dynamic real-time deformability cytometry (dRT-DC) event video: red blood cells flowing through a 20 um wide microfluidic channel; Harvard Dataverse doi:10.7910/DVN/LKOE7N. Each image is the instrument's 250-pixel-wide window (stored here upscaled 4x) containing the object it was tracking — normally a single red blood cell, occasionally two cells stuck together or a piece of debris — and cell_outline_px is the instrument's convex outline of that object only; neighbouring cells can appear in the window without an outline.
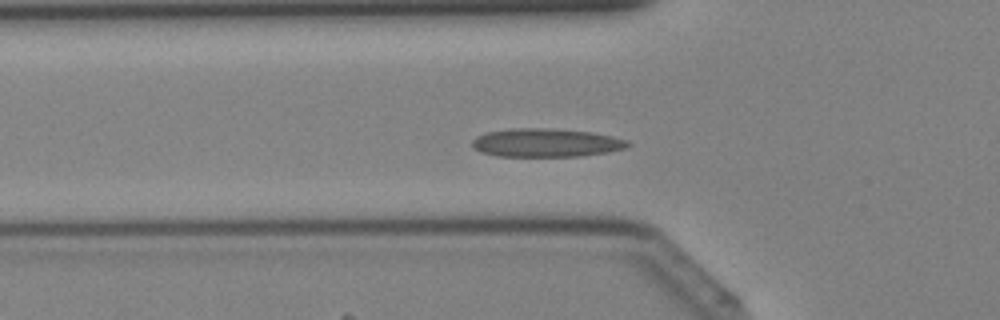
{"species": "Egyptian fruit bat (a non-hibernating species)", "species_latin": "Rousettus aegyptiacus", "temperature_condition": "cold", "stored_images_in_passage": 42, "camera_frame_rate_fps": 3000, "um_per_image_px": 0.085, "animal": {"sex": "female"}, "frame": {"image": 1, "passage_image": 14, "time_ms": 4.333, "image_size_px": [1000, 320], "cell_outline_px": [[632, 144], [628, 148], [608, 152], [580, 156], [496, 156], [480, 152], [472, 148], [472, 140], [476, 136], [488, 132], [512, 128], [548, 128], [592, 132], [612, 136], [628, 140]], "centroid_in_image_um": [46.43, 12.13], "position_along_channel_um": 79.4, "area_um2": 26.01}}
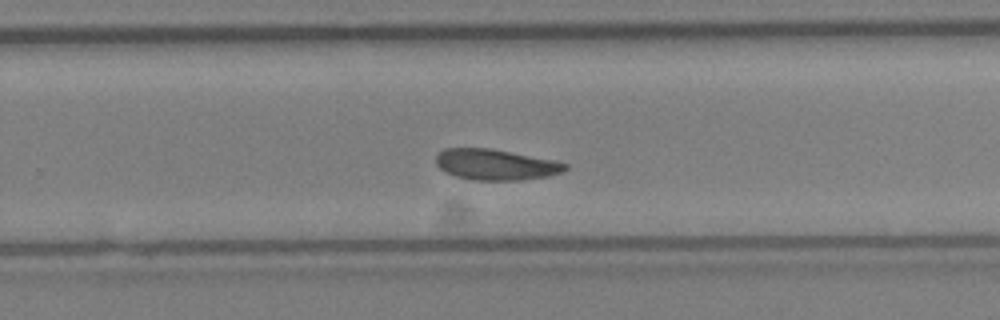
{"frame": {"image": 2, "passage_image": 27, "time_ms": 8.667, "image_size_px": [1000, 320], "cell_outline_px": [[568, 168], [564, 172], [548, 176], [520, 180], [472, 180], [456, 176], [444, 172], [436, 164], [436, 156], [444, 148], [492, 148], [556, 160], [568, 164]], "centroid_in_image_um": [42.16, 13.98], "position_along_channel_um": 287.6, "area_um2": 23.47}}
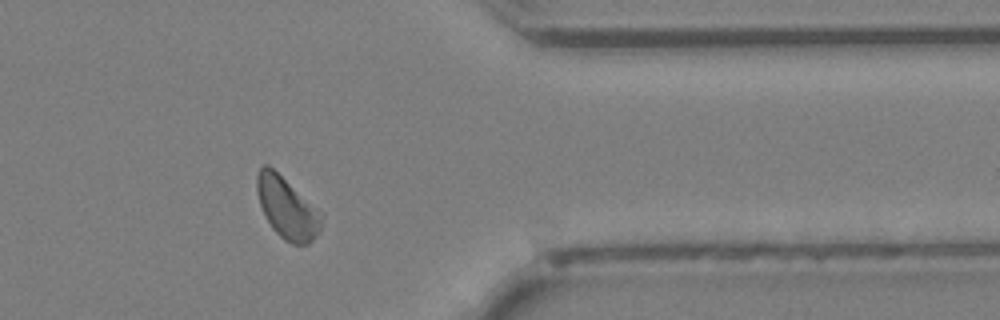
{"frame": {"image": 3, "passage_image": 34, "time_ms": 11.0, "image_size_px": [1000, 320], "cell_outline_px": [[320, 232], [308, 244], [292, 244], [284, 240], [272, 228], [260, 204], [256, 188], [256, 176], [260, 168], [264, 164], [268, 164], [288, 184], [320, 220]], "centroid_in_image_um": [24.27, 17.72], "position_along_channel_um": 387.1, "area_um2": 21.15}}